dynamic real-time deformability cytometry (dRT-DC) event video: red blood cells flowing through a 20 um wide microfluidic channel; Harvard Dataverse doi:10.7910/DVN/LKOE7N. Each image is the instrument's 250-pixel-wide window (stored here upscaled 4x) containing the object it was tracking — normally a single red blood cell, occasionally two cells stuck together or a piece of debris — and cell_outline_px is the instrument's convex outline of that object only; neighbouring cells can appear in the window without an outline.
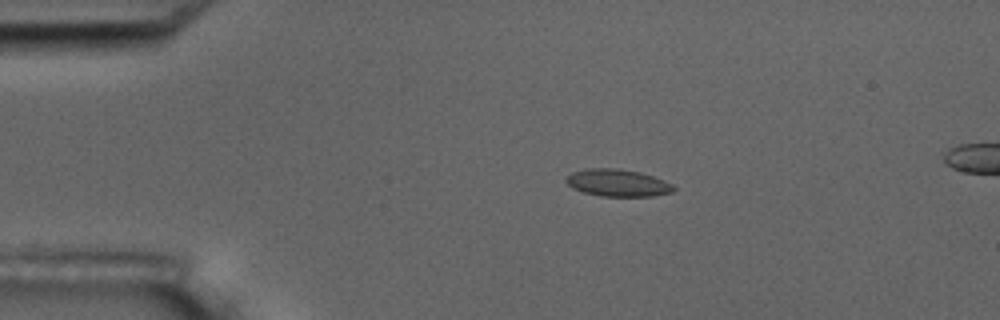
{"species": "common noctule bat (a hibernating species)", "species_latin": "Nyctalus noctula", "temperature_condition": "room temperature", "stored_images_in_passage": 4, "camera_frame_rate_fps": 3000, "um_per_image_px": 0.085, "animal": {"sex": "male", "body_mass_g": 17.5, "forearm_length_mm": 52.3}, "frame": {"image": 1, "passage_image": 1, "time_ms": 0.0, "image_size_px": [1000, 320], "cell_outline_px": [[676, 188], [672, 192], [652, 196], [600, 196], [584, 192], [572, 188], [564, 180], [572, 172], [588, 168], [620, 168], [640, 172], [664, 180], [672, 184]], "centroid_in_image_um": [52.5, 15.54], "position_along_channel_um": 32.5, "area_um2": 17.05}}